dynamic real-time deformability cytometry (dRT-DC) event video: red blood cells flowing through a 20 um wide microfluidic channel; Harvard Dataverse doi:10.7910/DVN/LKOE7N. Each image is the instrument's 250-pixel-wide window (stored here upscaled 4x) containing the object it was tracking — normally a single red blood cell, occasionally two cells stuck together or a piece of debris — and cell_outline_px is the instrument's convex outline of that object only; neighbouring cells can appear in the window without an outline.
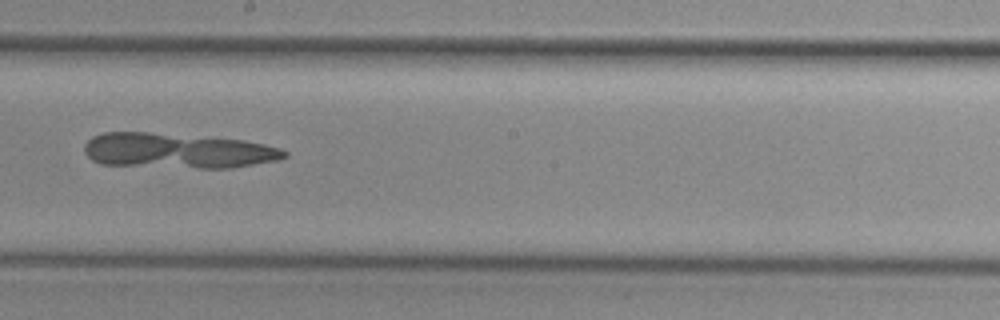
{"species": "common noctule bat (a hibernating species)", "species_latin": "Nyctalus noctula", "temperature_condition": "cold", "stored_images_in_passage": 11, "camera_frame_rate_fps": 3000, "um_per_image_px": 0.085, "animal": {"sex": "female", "body_mass_g": 29.2, "forearm_length_mm": 56.3}, "frame": {"image": 1, "passage_image": 10, "time_ms": 12.333, "image_size_px": [1000, 320], "cell_outline_px": [[288, 156], [276, 160], [232, 168], [200, 168], [100, 164], [92, 160], [84, 152], [84, 144], [92, 136], [104, 132], [148, 132], [244, 140], [264, 144], [280, 148], [288, 152]], "centroid_in_image_um": [15.07, 12.81], "position_along_channel_um": 233.1, "area_um2": 40.92}}